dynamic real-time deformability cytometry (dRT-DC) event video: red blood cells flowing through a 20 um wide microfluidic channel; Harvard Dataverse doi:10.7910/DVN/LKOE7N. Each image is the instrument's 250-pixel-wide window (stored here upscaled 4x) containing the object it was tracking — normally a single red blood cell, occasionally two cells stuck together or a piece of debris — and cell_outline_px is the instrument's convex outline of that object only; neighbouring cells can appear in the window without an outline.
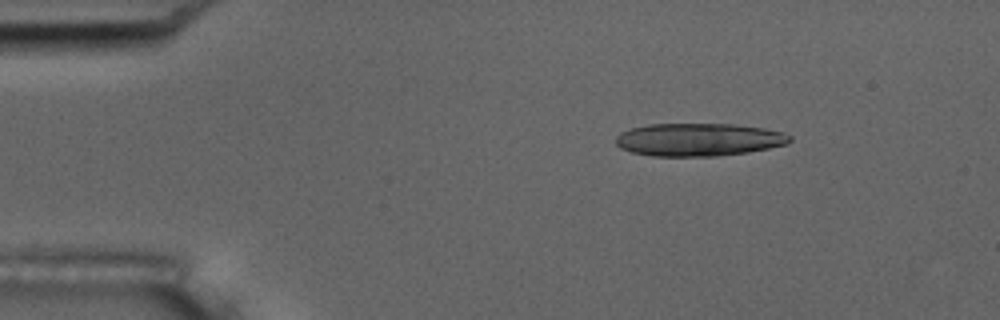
{"species": "common noctule bat (a hibernating species)", "species_latin": "Nyctalus noctula", "temperature_condition": "room temperature", "stored_images_in_passage": 5, "camera_frame_rate_fps": 3000, "um_per_image_px": 0.085, "animal": {"sex": "male", "body_mass_g": 17.5, "forearm_length_mm": 52.3}, "frame": {"image": 1, "passage_image": 3, "time_ms": 0.667, "image_size_px": [1000, 320], "cell_outline_px": [[792, 140], [788, 144], [748, 152], [716, 156], [652, 156], [632, 152], [620, 148], [616, 144], [616, 136], [620, 132], [632, 128], [648, 124], [732, 124], [764, 128], [784, 132], [792, 136]], "centroid_in_image_um": [59.4, 11.86], "position_along_channel_um": 25.6, "area_um2": 33.47}}